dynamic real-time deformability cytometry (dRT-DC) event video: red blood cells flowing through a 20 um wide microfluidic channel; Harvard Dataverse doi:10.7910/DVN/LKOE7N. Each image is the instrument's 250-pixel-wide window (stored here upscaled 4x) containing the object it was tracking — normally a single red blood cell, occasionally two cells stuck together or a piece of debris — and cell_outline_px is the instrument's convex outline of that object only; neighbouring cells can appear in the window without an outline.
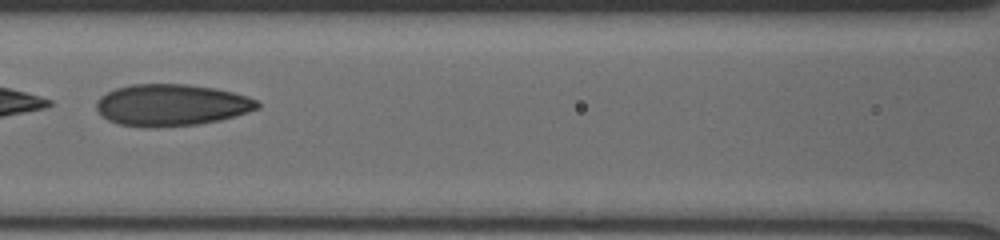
{"species": "human", "species_latin": "Homo sapiens", "temperature_condition": "cold", "stored_images_in_passage": 9, "camera_frame_rate_fps": 3000, "um_per_image_px": 0.085, "donor": {"sex": "male"}, "frame": {"image": 1, "passage_image": 8, "time_ms": 7.0, "image_size_px": [1000, 240], "cell_outline_px": [[260, 108], [248, 112], [220, 120], [196, 124], [152, 128], [120, 124], [108, 120], [96, 108], [96, 100], [100, 96], [116, 88], [132, 84], [188, 84], [212, 88], [232, 92], [248, 96], [256, 100], [260, 104]], "centroid_in_image_um": [14.57, 8.92], "position_along_channel_um": 152.0, "area_um2": 39.02}}